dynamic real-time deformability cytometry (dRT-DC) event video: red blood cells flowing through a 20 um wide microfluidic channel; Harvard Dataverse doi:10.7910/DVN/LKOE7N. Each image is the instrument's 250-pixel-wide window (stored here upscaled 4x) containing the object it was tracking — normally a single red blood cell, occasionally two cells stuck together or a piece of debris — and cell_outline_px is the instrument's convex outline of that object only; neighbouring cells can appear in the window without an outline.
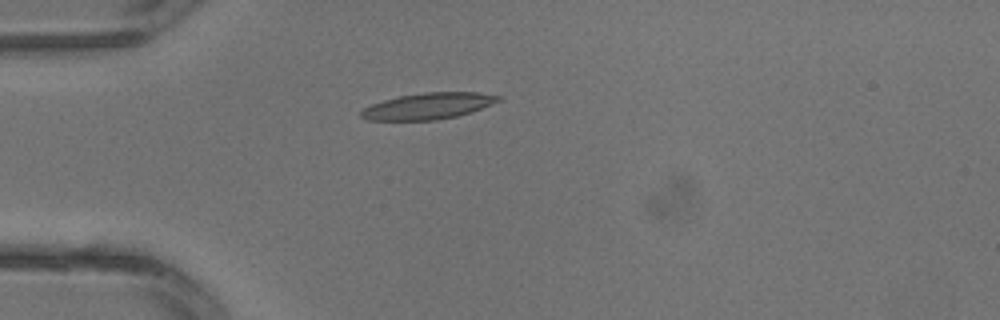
{"species": "common noctule bat (a hibernating species)", "species_latin": "Nyctalus noctula", "temperature_condition": "warm", "stored_images_in_passage": 2, "camera_frame_rate_fps": 3000, "um_per_image_px": 0.085, "animal": {"sex": "male", "body_mass_g": 13.3}, "frame": {"image": 1, "passage_image": 2, "time_ms": 0.333, "image_size_px": [1000, 320], "cell_outline_px": [[504, 96], [500, 100], [492, 104], [472, 112], [456, 116], [436, 120], [368, 120], [360, 116], [360, 112], [364, 108], [372, 104], [384, 100], [400, 96], [424, 92], [476, 92]], "centroid_in_image_um": [36.42, 9.01], "position_along_channel_um": 48.6, "area_um2": 20.98}}